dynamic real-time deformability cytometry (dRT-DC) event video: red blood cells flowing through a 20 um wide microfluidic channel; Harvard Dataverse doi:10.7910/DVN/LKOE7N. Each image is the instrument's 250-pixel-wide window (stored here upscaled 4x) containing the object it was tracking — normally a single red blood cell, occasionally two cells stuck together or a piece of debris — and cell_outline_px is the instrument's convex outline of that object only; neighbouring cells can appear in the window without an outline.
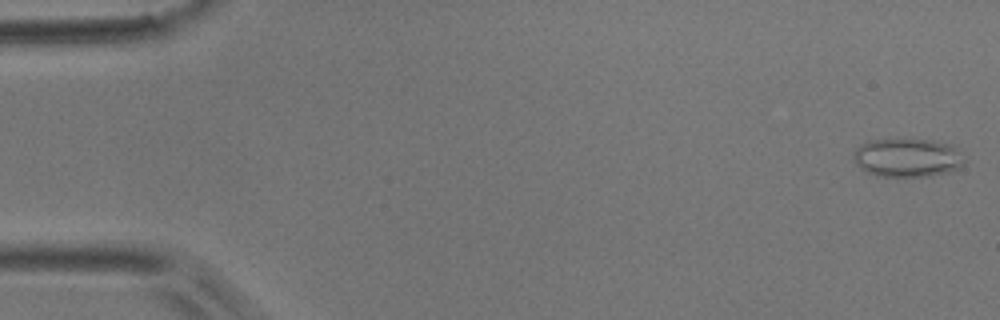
{"species": "common noctule bat (a hibernating species)", "species_latin": "Nyctalus noctula", "temperature_condition": "room temperature", "stored_images_in_passage": 52, "camera_frame_rate_fps": 3000, "um_per_image_px": 0.085, "animal": {"sex": "male", "body_mass_g": 17.9}, "frame": {"image": 1, "passage_image": 1, "time_ms": 0.0, "image_size_px": [1000, 320], "cell_outline_px": [[964, 160], [956, 168], [948, 172], [932, 176], [876, 176], [860, 168], [856, 164], [852, 152], [860, 144], [868, 140], [932, 140], [952, 144]], "centroid_in_image_um": [77.07, 13.4], "position_along_channel_um": 7.9, "area_um2": 24.68}}
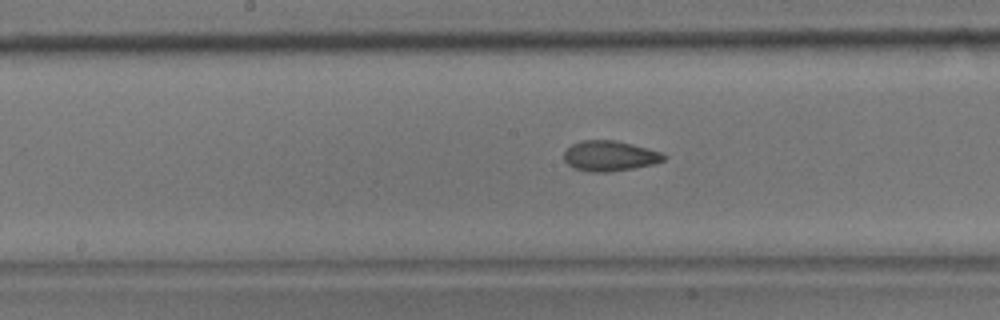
{"frame": {"image": 2, "passage_image": 26, "time_ms": 8.333, "image_size_px": [1000, 320], "cell_outline_px": [[668, 156], [664, 160], [656, 164], [608, 172], [592, 172], [576, 168], [568, 164], [564, 160], [564, 152], [572, 144], [580, 140], [612, 140], [632, 144], [648, 148], [660, 152]], "centroid_in_image_um": [51.85, 13.25], "position_along_channel_um": 196.4, "area_um2": 17.57}}
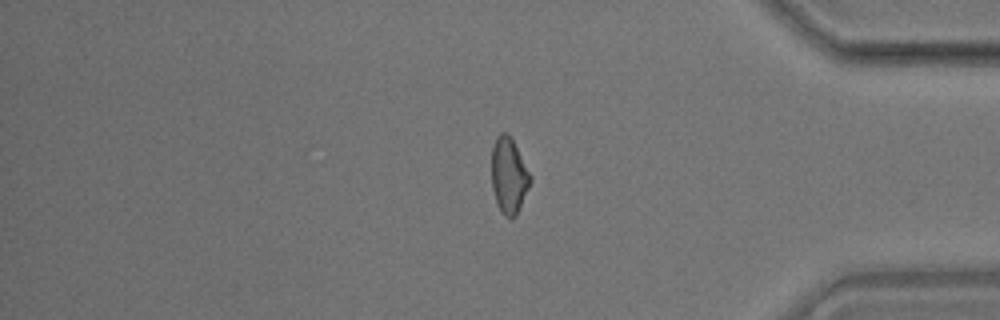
{"frame": {"image": 3, "passage_image": 43, "time_ms": 14.0, "image_size_px": [1000, 320], "cell_outline_px": [[532, 180], [516, 216], [512, 220], [504, 216], [496, 200], [492, 188], [492, 144], [496, 136], [500, 132], [508, 132], [532, 176]], "centroid_in_image_um": [43.25, 14.91], "position_along_channel_um": 391.9, "area_um2": 17.17}, "authors_computed_cell_mechanics": {"area_um2": 17.6001, "velocity_mm_per_s": 3.8704, "shape_relaxation_time_tau1_ms": null, "shape_relaxation_time_tau2_ms": 1.8632, "deformation_change_tau1": null, "deformation_change_tau2": 0.0665}}